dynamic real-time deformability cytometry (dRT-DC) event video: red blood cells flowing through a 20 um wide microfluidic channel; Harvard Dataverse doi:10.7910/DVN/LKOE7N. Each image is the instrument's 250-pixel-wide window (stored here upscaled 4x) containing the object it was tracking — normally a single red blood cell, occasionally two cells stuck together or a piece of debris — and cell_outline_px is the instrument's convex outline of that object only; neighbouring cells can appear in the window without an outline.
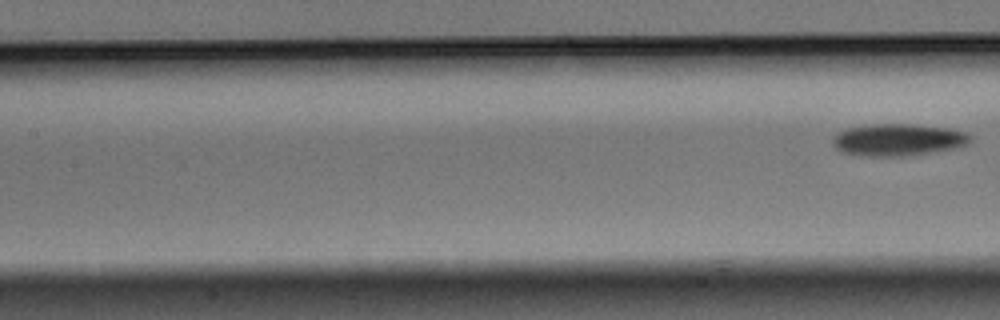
{"species": "Egyptian fruit bat (a non-hibernating species)", "species_latin": "Rousettus aegyptiacus", "temperature_condition": "warm", "stored_images_in_passage": 8, "camera_frame_rate_fps": 3000, "um_per_image_px": 0.085, "animal": {"sex": "male"}, "frame": {"image": 1, "passage_image": 8, "time_ms": 2.333, "image_size_px": [1000, 320], "cell_outline_px": [[972, 140], [968, 144], [956, 148], [932, 152], [900, 156], [868, 156], [840, 152], [832, 144], [832, 136], [848, 128], [868, 124], [912, 124], [948, 128], [964, 132], [972, 136]], "centroid_in_image_um": [76.33, 11.88], "position_along_channel_um": 131.1, "area_um2": 25.72}}